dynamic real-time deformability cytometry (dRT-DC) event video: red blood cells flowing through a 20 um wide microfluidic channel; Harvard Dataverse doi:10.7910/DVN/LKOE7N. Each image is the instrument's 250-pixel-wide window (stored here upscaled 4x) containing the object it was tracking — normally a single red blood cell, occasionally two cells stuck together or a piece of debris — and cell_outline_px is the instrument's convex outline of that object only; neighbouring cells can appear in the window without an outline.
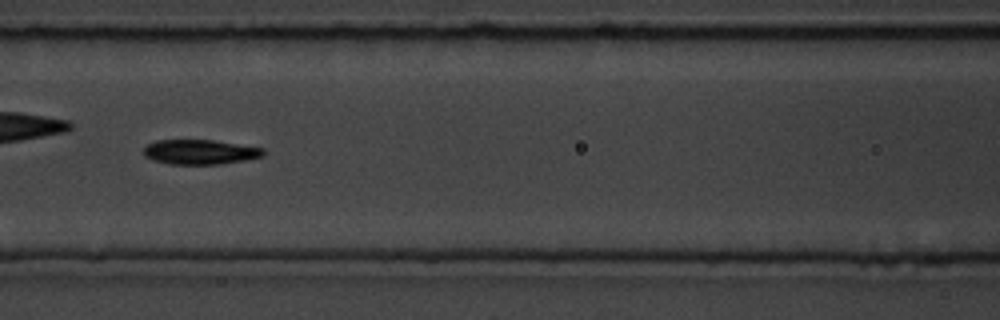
{"species": "common noctule bat (a hibernating species)", "species_latin": "Nyctalus noctula", "temperature_condition": "room temperature", "stored_images_in_passage": 60, "camera_frame_rate_fps": 3000, "um_per_image_px": 0.085, "animal": {"sex": "male", "body_mass_g": 19.5, "forearm_length_mm": 54.6}, "frame": {"image": 1, "passage_image": 26, "time_ms": 8.333, "image_size_px": [1000, 320], "cell_outline_px": [[264, 156], [244, 160], [220, 164], [168, 164], [152, 160], [144, 156], [144, 148], [148, 144], [156, 140], [212, 140], [264, 148]], "centroid_in_image_um": [16.98, 12.92], "position_along_channel_um": 149.6, "area_um2": 17.22}}
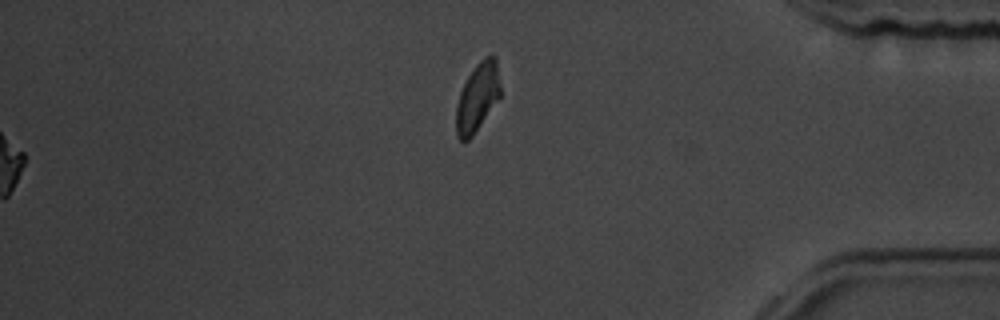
{"frame": {"image": 2, "passage_image": 60, "time_ms": 19.667, "image_size_px": [1000, 320], "cell_outline_px": [[500, 96], [472, 136], [468, 140], [460, 140], [456, 136], [456, 104], [460, 92], [468, 76], [476, 64], [484, 56], [496, 56], [500, 84]], "centroid_in_image_um": [40.57, 8.25], "position_along_channel_um": 394.6, "area_um2": 17.46}, "authors_computed_cell_mechanics": {"area_um2": 16.6175, "velocity_mm_per_s": 3.4592, "shape_relaxation_time_tau1_ms": 3.6973, "shape_relaxation_time_tau2_ms": null, "deformation_change_tau1": 0.1141, "deformation_change_tau2": null}}